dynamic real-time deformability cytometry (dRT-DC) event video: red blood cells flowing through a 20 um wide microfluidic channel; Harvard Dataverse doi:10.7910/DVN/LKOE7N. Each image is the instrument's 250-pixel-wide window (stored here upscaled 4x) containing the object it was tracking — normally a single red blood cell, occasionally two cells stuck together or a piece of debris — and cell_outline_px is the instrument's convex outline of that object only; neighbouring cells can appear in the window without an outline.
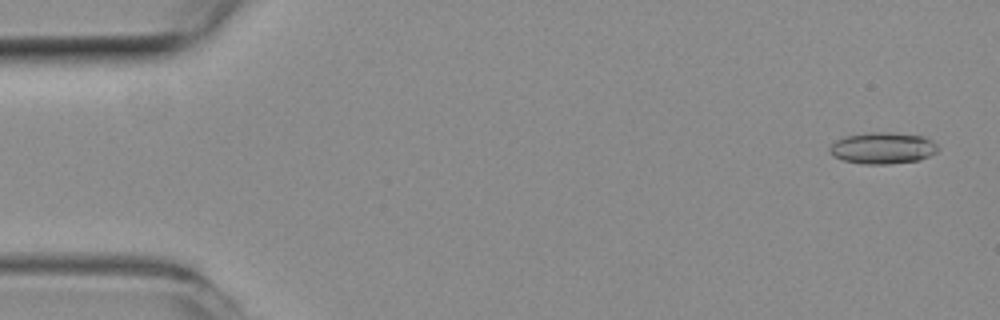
{"species": "common noctule bat (a hibernating species)", "species_latin": "Nyctalus noctula", "temperature_condition": "room temperature", "stored_images_in_passage": 51, "camera_frame_rate_fps": 3000, "um_per_image_px": 0.085, "animal": {"sex": "female", "body_mass_g": 19.3, "forearm_length_mm": 54.1}, "frame": {"image": 1, "passage_image": 2, "time_ms": 0.333, "image_size_px": [1000, 320], "cell_outline_px": [[940, 148], [936, 152], [920, 160], [888, 164], [864, 164], [844, 160], [832, 156], [828, 152], [828, 148], [836, 140], [844, 136], [868, 132], [888, 132], [924, 136], [932, 140]], "centroid_in_image_um": [75.02, 12.58], "position_along_channel_um": 10.0, "area_um2": 20.06}}
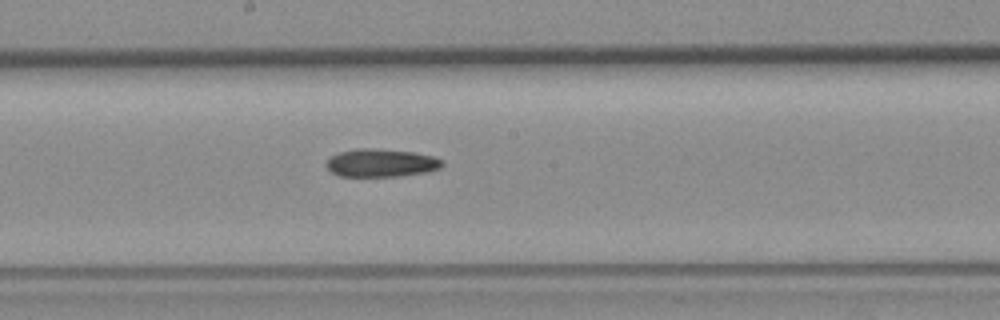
{"frame": {"image": 2, "passage_image": 27, "time_ms": 8.667, "image_size_px": [1000, 320], "cell_outline_px": [[444, 164], [440, 168], [428, 172], [400, 176], [340, 176], [332, 172], [324, 164], [332, 156], [340, 152], [356, 148], [372, 148], [412, 152], [432, 156], [440, 160]], "centroid_in_image_um": [32.38, 13.85], "position_along_channel_um": 215.8, "area_um2": 18.79}}
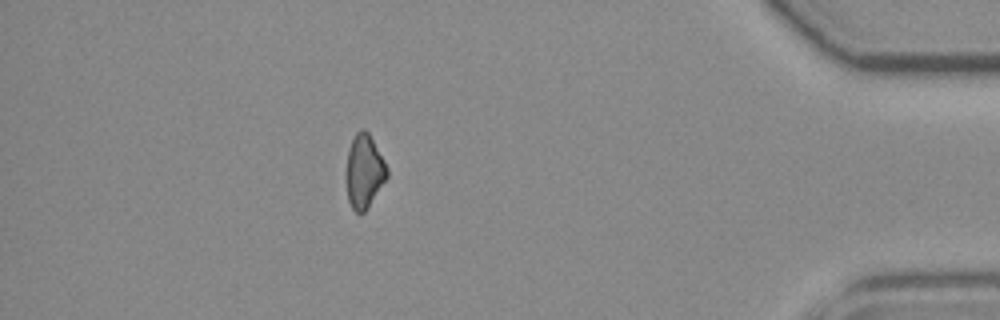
{"frame": {"image": 3, "passage_image": 45, "time_ms": 14.667, "image_size_px": [1000, 320], "cell_outline_px": [[388, 176], [368, 208], [364, 212], [356, 212], [352, 208], [348, 200], [344, 176], [344, 172], [348, 148], [356, 132], [360, 128], [364, 128], [368, 132], [384, 160], [388, 168]], "centroid_in_image_um": [30.92, 14.56], "position_along_channel_um": 404.3, "area_um2": 17.92}, "authors_computed_cell_mechanics": {"area_um2": 18.9006, "velocity_mm_per_s": 3.9894, "shape_relaxation_time_tau1_ms": 9.9278, "shape_relaxation_time_tau2_ms": null, "deformation_change_tau1": 0.1872, "deformation_change_tau2": null}}